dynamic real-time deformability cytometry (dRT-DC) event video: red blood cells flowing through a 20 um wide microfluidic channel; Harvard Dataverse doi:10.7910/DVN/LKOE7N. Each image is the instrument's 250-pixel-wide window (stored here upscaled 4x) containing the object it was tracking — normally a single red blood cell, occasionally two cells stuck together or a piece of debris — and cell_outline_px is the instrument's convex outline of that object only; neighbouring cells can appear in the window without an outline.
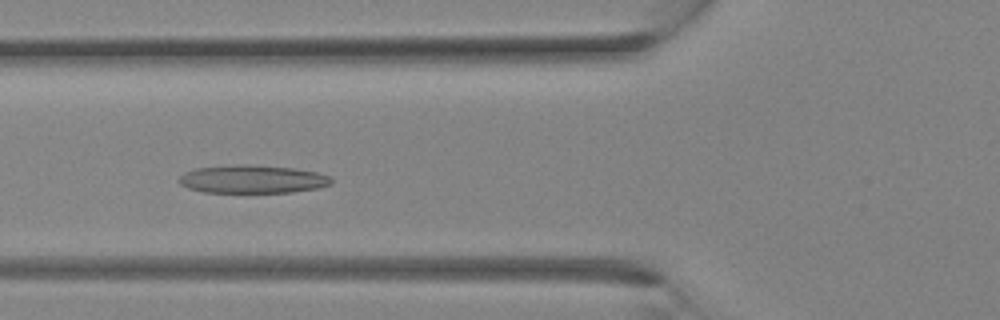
{"species": "Egyptian fruit bat (a non-hibernating species)", "species_latin": "Rousettus aegyptiacus", "temperature_condition": "room temperature", "stored_images_in_passage": 34, "camera_frame_rate_fps": 3000, "um_per_image_px": 0.085, "animal": {"sex": "female"}, "frame": {"image": 1, "passage_image": 12, "time_ms": 3.667, "image_size_px": [1000, 320], "cell_outline_px": [[332, 184], [316, 188], [292, 192], [204, 192], [188, 188], [180, 184], [176, 180], [184, 172], [196, 168], [232, 164], [248, 164], [292, 168], [316, 172], [328, 176], [332, 180]], "centroid_in_image_um": [21.4, 15.22], "position_along_channel_um": 104.4, "area_um2": 24.97}}
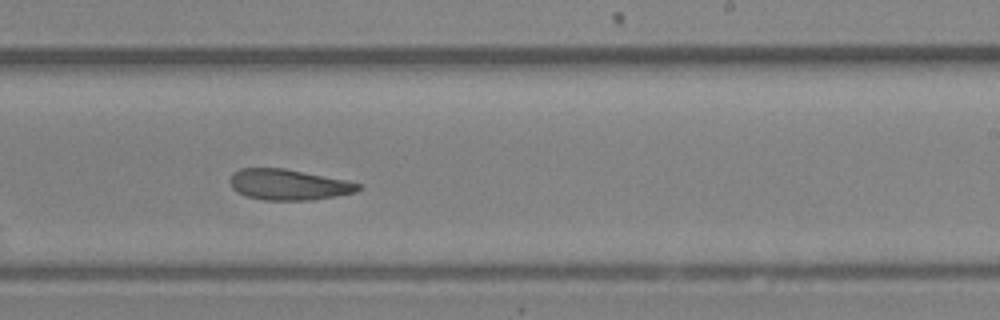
{"frame": {"image": 2, "passage_image": 20, "time_ms": 6.333, "image_size_px": [1000, 320], "cell_outline_px": [[360, 188], [356, 192], [336, 196], [308, 200], [264, 200], [248, 196], [236, 192], [232, 188], [228, 180], [232, 172], [240, 168], [284, 168], [344, 180], [360, 184]], "centroid_in_image_um": [24.45, 15.69], "position_along_channel_um": 264.5, "area_um2": 22.89}}
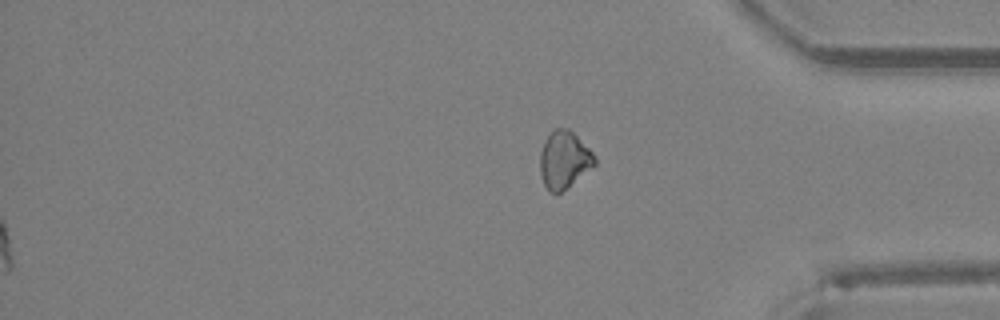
{"frame": {"image": 3, "passage_image": 34, "time_ms": 11.0, "image_size_px": [1000, 320], "cell_outline_px": [[596, 164], [560, 192], [548, 192], [540, 176], [540, 152], [544, 140], [556, 128], [568, 128], [596, 156]], "centroid_in_image_um": [47.92, 13.58], "position_along_channel_um": 387.3, "area_um2": 17.92}}